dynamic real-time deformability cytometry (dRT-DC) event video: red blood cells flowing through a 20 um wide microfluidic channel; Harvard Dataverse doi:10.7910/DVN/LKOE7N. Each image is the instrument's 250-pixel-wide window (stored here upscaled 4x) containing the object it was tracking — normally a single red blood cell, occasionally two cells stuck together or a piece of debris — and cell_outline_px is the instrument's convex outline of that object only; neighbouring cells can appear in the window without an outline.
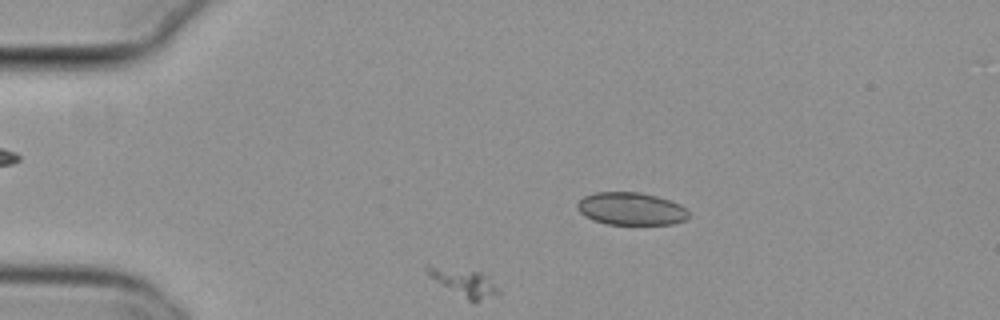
{"species": "common noctule bat (a hibernating species)", "species_latin": "Nyctalus noctula", "temperature_condition": "cold", "stored_images_in_passage": 55, "camera_frame_rate_fps": 3000, "um_per_image_px": 0.085, "animal": {"sex": "female", "body_mass_g": 29.2, "forearm_length_mm": 56.3}, "frame": {"image": 1, "passage_image": 12, "time_ms": 3.667, "image_size_px": [1000, 320], "cell_outline_px": [[500, 292], [496, 296], [476, 304], [472, 304], [428, 276], [424, 272], [424, 268], [432, 268], [480, 272], [488, 276]], "centroid_in_image_um": [39.55, 24.13], "position_along_channel_um": 45.5, "area_um2": 11.16}}
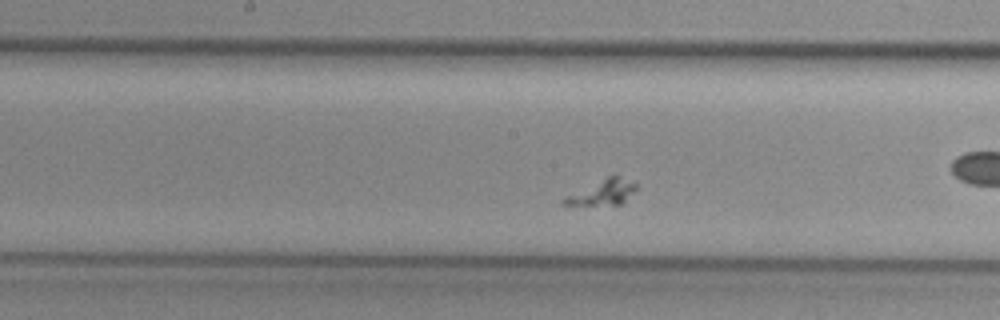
{"frame": {"image": 2, "passage_image": 27, "time_ms": 8.667, "image_size_px": [1000, 320], "cell_outline_px": [[640, 188], [620, 204], [560, 204], [560, 200], [564, 196], [616, 172], [636, 184]], "centroid_in_image_um": [51.26, 16.29], "position_along_channel_um": 196.9, "area_um2": 10.81}}
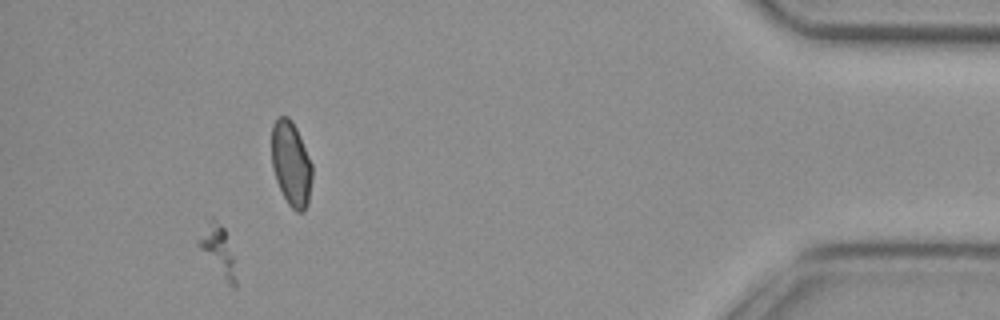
{"frame": {"image": 3, "passage_image": 51, "time_ms": 16.667, "image_size_px": [1000, 320], "cell_outline_px": [[236, 284], [232, 288], [228, 284], [196, 244], [208, 220], [212, 216], [224, 228], [232, 256], [236, 280]], "centroid_in_image_um": [18.51, 21.26], "position_along_channel_um": 416.7, "area_um2": 10.17}}